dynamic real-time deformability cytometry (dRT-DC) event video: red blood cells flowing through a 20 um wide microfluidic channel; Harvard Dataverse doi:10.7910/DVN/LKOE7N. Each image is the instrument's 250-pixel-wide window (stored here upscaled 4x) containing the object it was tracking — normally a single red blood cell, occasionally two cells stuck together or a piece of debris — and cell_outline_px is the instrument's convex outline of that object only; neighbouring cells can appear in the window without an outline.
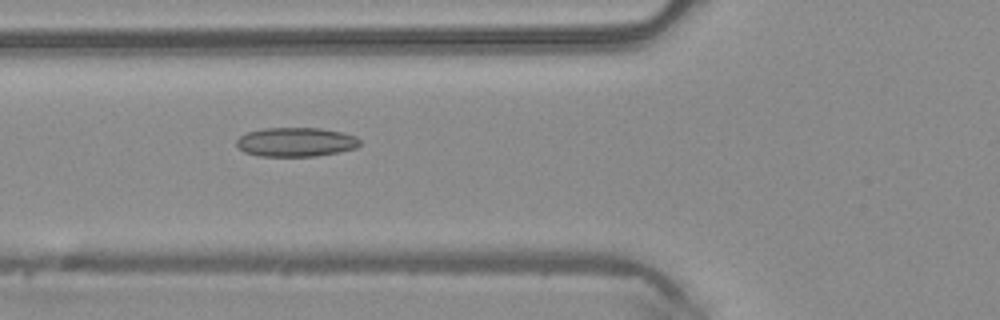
{"species": "common noctule bat (a hibernating species)", "species_latin": "Nyctalus noctula", "temperature_condition": "warm", "stored_images_in_passage": 34, "camera_frame_rate_fps": 3000, "um_per_image_px": 0.085, "animal": {"sex": "male", "body_mass_g": 20.4}, "frame": {"image": 1, "passage_image": 3, "time_ms": 0.667, "image_size_px": [1000, 320], "cell_outline_px": [[360, 144], [356, 148], [340, 152], [316, 156], [260, 156], [244, 152], [236, 144], [236, 140], [240, 136], [248, 132], [264, 128], [320, 128], [340, 132], [356, 136], [360, 140]], "centroid_in_image_um": [25.16, 12.07], "position_along_channel_um": 100.6, "area_um2": 20.92}}
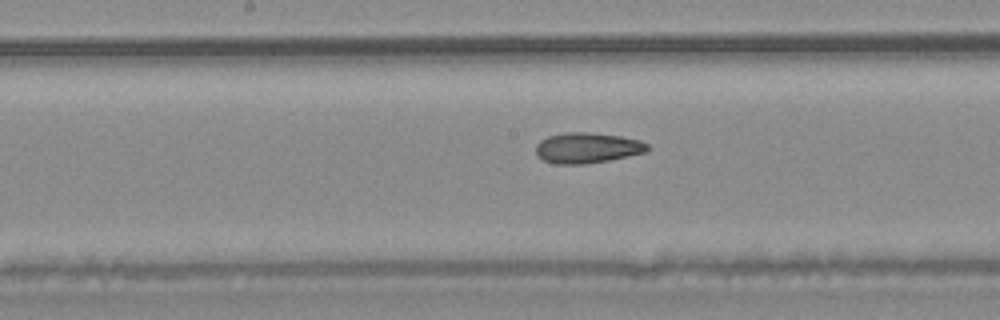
{"frame": {"image": 2, "passage_image": 10, "time_ms": 3.0, "image_size_px": [1000, 320], "cell_outline_px": [[648, 148], [644, 152], [628, 156], [608, 160], [584, 164], [556, 164], [544, 160], [536, 152], [536, 144], [540, 140], [548, 136], [564, 132], [588, 132], [620, 136], [640, 140], [648, 144]], "centroid_in_image_um": [49.9, 12.56], "position_along_channel_um": 198.3, "area_um2": 19.71}}
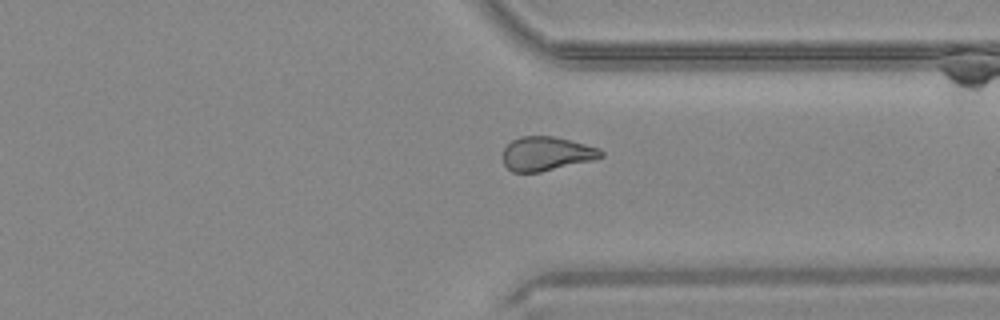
{"frame": {"image": 3, "passage_image": 22, "time_ms": 7.0, "image_size_px": [1000, 320], "cell_outline_px": [[604, 156], [592, 160], [540, 172], [512, 172], [504, 164], [504, 148], [512, 140], [520, 136], [552, 136], [572, 140], [600, 148], [604, 152]], "centroid_in_image_um": [46.47, 13.05], "position_along_channel_um": 364.9, "area_um2": 19.42}, "authors_computed_cell_mechanics": {"area_um2": 19.7387, "velocity_mm_per_s": 4.1567, "shape_relaxation_time_tau1_ms": null, "shape_relaxation_time_tau2_ms": 2.4754, "deformation_change_tau1": null, "deformation_change_tau2": 0.083}}